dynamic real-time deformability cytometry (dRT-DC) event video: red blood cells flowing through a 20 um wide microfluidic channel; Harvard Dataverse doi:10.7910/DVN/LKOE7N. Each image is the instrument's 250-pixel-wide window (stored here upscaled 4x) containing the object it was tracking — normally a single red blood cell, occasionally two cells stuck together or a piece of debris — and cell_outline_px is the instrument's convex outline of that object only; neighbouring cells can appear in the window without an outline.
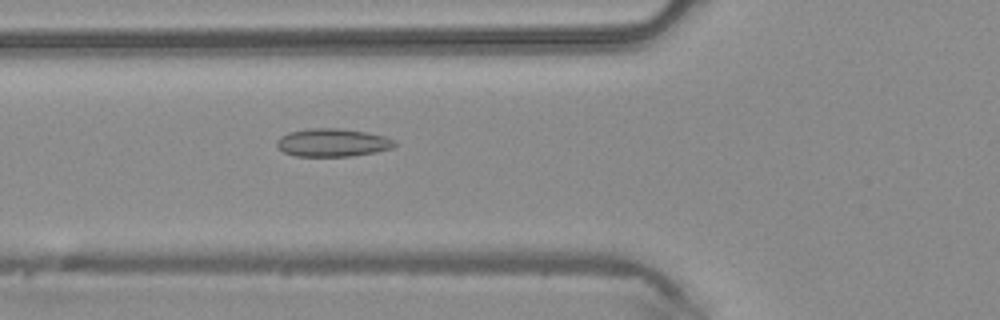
{"species": "common noctule bat (a hibernating species)", "species_latin": "Nyctalus noctula", "temperature_condition": "warm", "stored_images_in_passage": 45, "camera_frame_rate_fps": 3000, "um_per_image_px": 0.085, "animal": {"sex": "male", "body_mass_g": 20.4}, "frame": {"image": 1, "passage_image": 15, "time_ms": 4.667, "image_size_px": [1000, 320], "cell_outline_px": [[396, 144], [392, 148], [376, 152], [352, 156], [296, 156], [284, 152], [276, 144], [276, 140], [280, 136], [288, 132], [312, 128], [340, 128], [368, 132], [384, 136], [396, 140]], "centroid_in_image_um": [28.28, 12.11], "position_along_channel_um": 97.5, "area_um2": 19.36}}
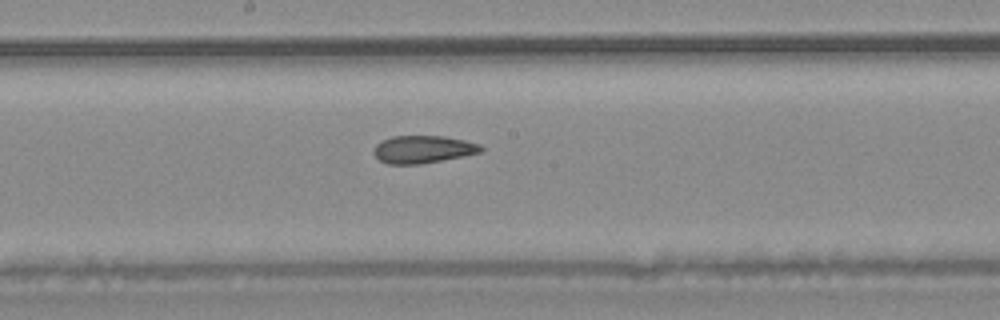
{"frame": {"image": 2, "passage_image": 23, "time_ms": 7.333, "image_size_px": [1000, 320], "cell_outline_px": [[484, 148], [480, 152], [464, 156], [420, 164], [388, 164], [380, 160], [372, 152], [376, 144], [380, 140], [392, 136], [444, 136], [464, 140], [480, 144]], "centroid_in_image_um": [35.93, 12.69], "position_along_channel_um": 212.3, "area_um2": 17.28}}
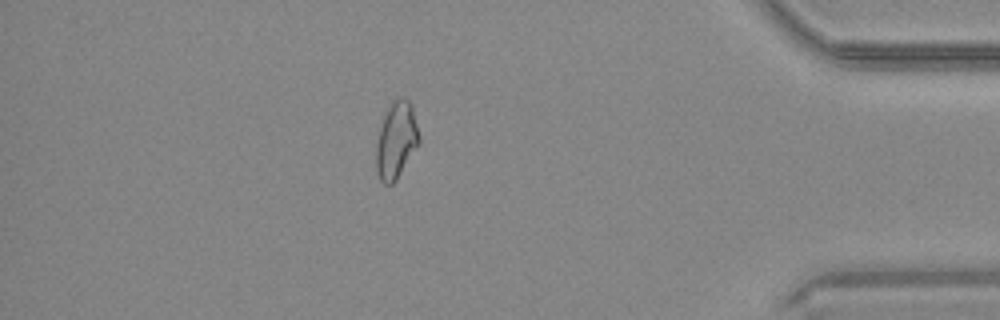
{"frame": {"image": 3, "passage_image": 39, "time_ms": 12.667, "image_size_px": [1000, 320], "cell_outline_px": [[420, 144], [396, 180], [392, 184], [384, 184], [380, 180], [376, 168], [376, 144], [380, 128], [384, 116], [392, 100], [400, 96], [404, 96], [412, 104], [420, 136]], "centroid_in_image_um": [33.7, 11.9], "position_along_channel_um": 401.5, "area_um2": 19.42}}